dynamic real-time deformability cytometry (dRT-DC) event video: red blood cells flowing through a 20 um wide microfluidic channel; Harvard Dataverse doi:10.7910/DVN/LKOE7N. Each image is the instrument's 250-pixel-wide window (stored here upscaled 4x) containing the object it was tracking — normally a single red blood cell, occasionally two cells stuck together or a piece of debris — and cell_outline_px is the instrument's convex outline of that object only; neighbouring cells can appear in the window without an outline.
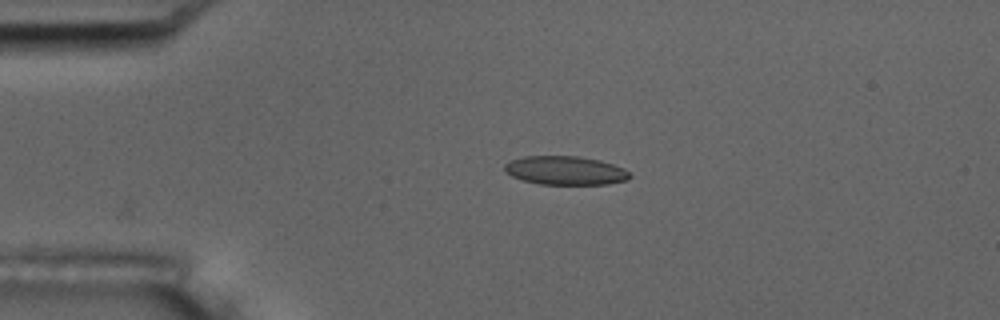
{"species": "common noctule bat (a hibernating species)", "species_latin": "Nyctalus noctula", "temperature_condition": "room temperature", "stored_images_in_passage": 42, "camera_frame_rate_fps": 3000, "um_per_image_px": 0.085, "animal": {"sex": "male", "body_mass_g": 17.5, "forearm_length_mm": 52.3}, "frame": {"image": 1, "passage_image": 1, "time_ms": 0.0, "image_size_px": [1000, 320], "cell_outline_px": [[632, 176], [628, 180], [608, 184], [540, 184], [524, 180], [512, 176], [504, 172], [504, 164], [512, 160], [524, 156], [576, 156], [600, 160], [624, 168]], "centroid_in_image_um": [48.06, 14.49], "position_along_channel_um": 36.9, "area_um2": 20.92}}